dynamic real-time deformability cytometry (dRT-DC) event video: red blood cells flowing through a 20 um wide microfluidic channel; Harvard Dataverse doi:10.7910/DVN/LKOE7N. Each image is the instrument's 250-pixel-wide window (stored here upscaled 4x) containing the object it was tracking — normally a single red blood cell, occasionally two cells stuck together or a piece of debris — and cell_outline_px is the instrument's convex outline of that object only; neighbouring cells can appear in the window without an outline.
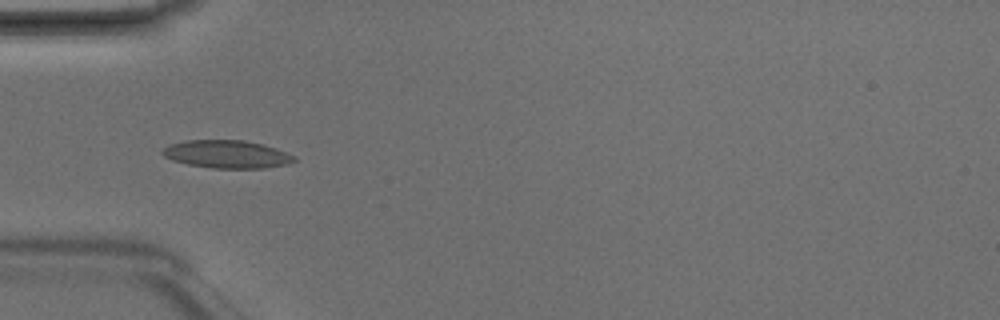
{"species": "Egyptian fruit bat (a non-hibernating species)", "species_latin": "Rousettus aegyptiacus", "temperature_condition": "room temperature", "stored_images_in_passage": 3, "camera_frame_rate_fps": 3000, "um_per_image_px": 0.085, "animal": {"sex": "male"}, "frame": {"image": 1, "passage_image": 3, "time_ms": 0.667, "image_size_px": [1000, 320], "cell_outline_px": [[296, 160], [288, 164], [264, 168], [212, 168], [188, 164], [172, 160], [164, 156], [160, 152], [168, 144], [184, 140], [244, 140], [264, 144], [276, 148], [296, 156]], "centroid_in_image_um": [19.28, 13.1], "position_along_channel_um": 65.7, "area_um2": 21.56}}